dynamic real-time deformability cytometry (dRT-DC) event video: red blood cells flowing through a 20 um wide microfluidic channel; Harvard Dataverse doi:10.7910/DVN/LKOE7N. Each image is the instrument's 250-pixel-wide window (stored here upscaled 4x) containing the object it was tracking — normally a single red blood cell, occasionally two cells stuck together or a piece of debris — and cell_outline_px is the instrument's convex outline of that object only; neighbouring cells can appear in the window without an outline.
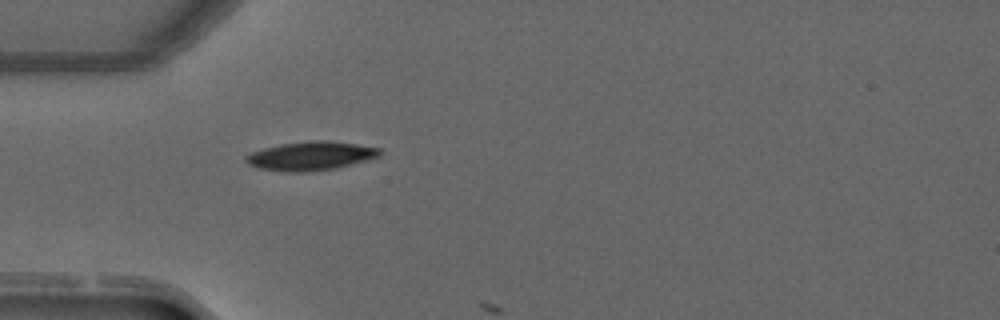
{"species": "common noctule bat (a hibernating species)", "species_latin": "Nyctalus noctula", "temperature_condition": "warm", "stored_images_in_passage": 2, "camera_frame_rate_fps": 3000, "um_per_image_px": 0.085, "animal": {"sex": "male", "forearm_length_mm": 52.5}, "frame": {"image": 1, "passage_image": 1, "time_ms": 0.0, "image_size_px": [1000, 320], "cell_outline_px": [[380, 156], [336, 168], [304, 172], [288, 172], [260, 168], [248, 164], [244, 160], [244, 156], [252, 152], [264, 148], [280, 144], [308, 140], [328, 140], [356, 144], [380, 148]], "centroid_in_image_um": [26.38, 13.24], "position_along_channel_um": 58.6, "area_um2": 22.37}}